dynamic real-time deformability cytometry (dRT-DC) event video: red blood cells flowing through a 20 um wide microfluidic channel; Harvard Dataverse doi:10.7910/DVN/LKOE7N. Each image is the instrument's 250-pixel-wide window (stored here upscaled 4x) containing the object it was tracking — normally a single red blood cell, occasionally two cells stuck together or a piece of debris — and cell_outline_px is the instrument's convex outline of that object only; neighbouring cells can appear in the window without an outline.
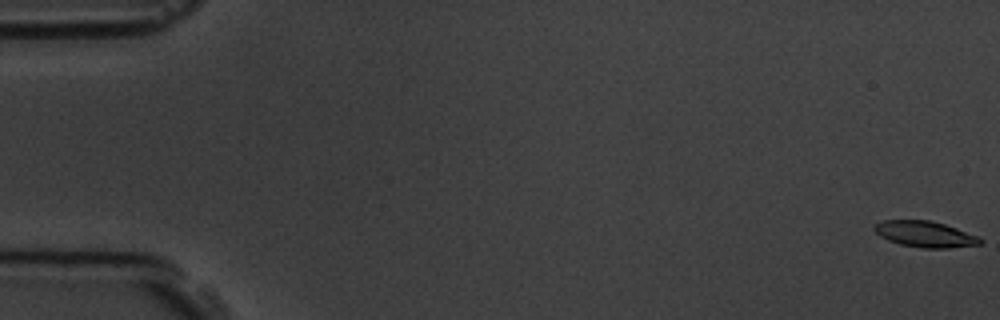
{"species": "common noctule bat (a hibernating species)", "species_latin": "Nyctalus noctula", "temperature_condition": "room temperature", "stored_images_in_passage": 58, "camera_frame_rate_fps": 3000, "um_per_image_px": 0.085, "animal": {"sex": "male", "body_mass_g": 19.5, "forearm_length_mm": 54.6}, "frame": {"image": 1, "passage_image": 1, "time_ms": 0.0, "image_size_px": [1000, 320], "cell_outline_px": [[984, 240], [980, 244], [948, 248], [920, 248], [900, 244], [888, 240], [880, 236], [872, 228], [880, 220], [928, 220], [944, 224], [980, 236]], "centroid_in_image_um": [78.64, 19.9], "position_along_channel_um": 6.4, "area_um2": 16.13}}
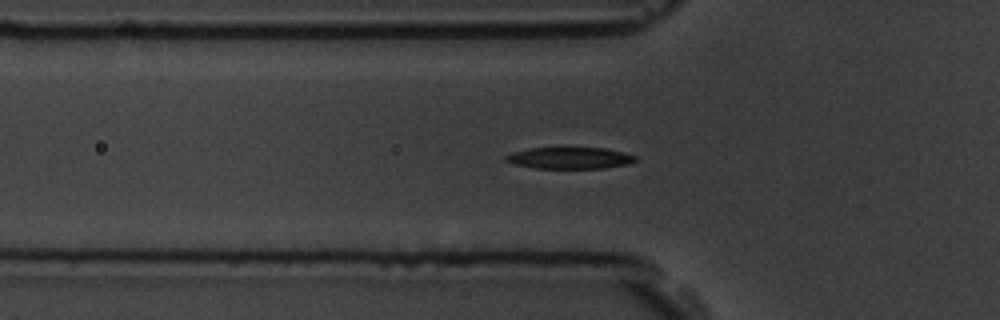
{"frame": {"image": 2, "passage_image": 20, "time_ms": 6.333, "image_size_px": [1000, 320], "cell_outline_px": [[636, 160], [628, 164], [604, 168], [536, 168], [516, 164], [504, 160], [504, 156], [512, 152], [528, 148], [560, 144], [564, 144], [604, 148], [636, 156]], "centroid_in_image_um": [48.36, 13.36], "position_along_channel_um": 77.4, "area_um2": 17.22}}
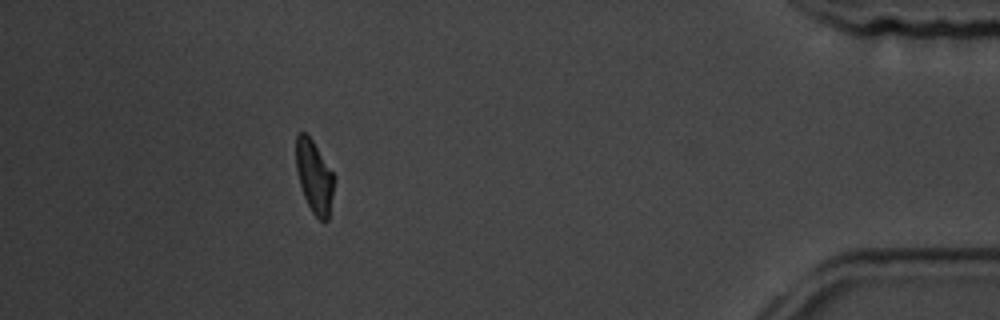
{"frame": {"image": 3, "passage_image": 52, "time_ms": 17.0, "image_size_px": [1000, 320], "cell_outline_px": [[336, 176], [328, 220], [320, 220], [312, 212], [304, 196], [296, 172], [296, 132], [304, 132], [312, 140]], "centroid_in_image_um": [26.72, 15.0], "position_along_channel_um": 408.5, "area_um2": 16.18}, "authors_computed_cell_mechanics": {"area_um2": 16.8487, "velocity_mm_per_s": 3.6147, "shape_relaxation_time_tau1_ms": 3.1471, "shape_relaxation_time_tau2_ms": 5.1375, "deformation_change_tau1": 0.14, "deformation_change_tau2": 0.1008}}